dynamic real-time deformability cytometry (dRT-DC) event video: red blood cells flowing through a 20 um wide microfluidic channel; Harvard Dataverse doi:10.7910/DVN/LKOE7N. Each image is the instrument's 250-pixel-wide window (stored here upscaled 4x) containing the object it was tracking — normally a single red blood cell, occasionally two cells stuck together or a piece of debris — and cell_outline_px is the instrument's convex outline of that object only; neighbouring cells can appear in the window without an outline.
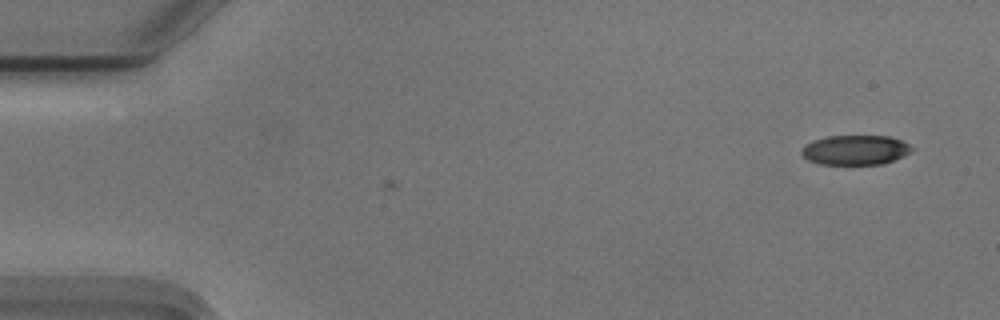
{"species": "Egyptian fruit bat (a non-hibernating species)", "species_latin": "Rousettus aegyptiacus", "temperature_condition": "cold", "stored_images_in_passage": 2, "camera_frame_rate_fps": 3000, "um_per_image_px": 0.085, "animal": {"sex": "male"}, "frame": {"image": 1, "passage_image": 2, "time_ms": 0.333, "image_size_px": [1000, 320], "cell_outline_px": [[912, 148], [904, 156], [880, 164], [820, 164], [808, 160], [800, 152], [808, 144], [816, 140], [828, 136], [888, 136], [900, 140], [908, 144]], "centroid_in_image_um": [72.7, 12.75], "position_along_channel_um": 12.3, "area_um2": 18.61}}